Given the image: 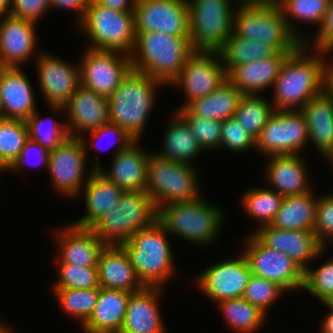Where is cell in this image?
Segmentation results:
<instances>
[{
	"instance_id": "obj_1",
	"label": "cell",
	"mask_w": 333,
	"mask_h": 333,
	"mask_svg": "<svg viewBox=\"0 0 333 333\" xmlns=\"http://www.w3.org/2000/svg\"><path fill=\"white\" fill-rule=\"evenodd\" d=\"M272 89L276 111L300 110L324 92L323 51L303 43L287 56Z\"/></svg>"
},
{
	"instance_id": "obj_2",
	"label": "cell",
	"mask_w": 333,
	"mask_h": 333,
	"mask_svg": "<svg viewBox=\"0 0 333 333\" xmlns=\"http://www.w3.org/2000/svg\"><path fill=\"white\" fill-rule=\"evenodd\" d=\"M193 52L190 37L147 32L136 33L134 48L129 56L132 69L170 86Z\"/></svg>"
},
{
	"instance_id": "obj_3",
	"label": "cell",
	"mask_w": 333,
	"mask_h": 333,
	"mask_svg": "<svg viewBox=\"0 0 333 333\" xmlns=\"http://www.w3.org/2000/svg\"><path fill=\"white\" fill-rule=\"evenodd\" d=\"M165 86L146 73L131 69L108 98L109 120L134 140H140L158 88Z\"/></svg>"
},
{
	"instance_id": "obj_4",
	"label": "cell",
	"mask_w": 333,
	"mask_h": 333,
	"mask_svg": "<svg viewBox=\"0 0 333 333\" xmlns=\"http://www.w3.org/2000/svg\"><path fill=\"white\" fill-rule=\"evenodd\" d=\"M169 234L157 220L150 227L136 232L121 244L142 284L146 287H166L175 278L174 252Z\"/></svg>"
},
{
	"instance_id": "obj_5",
	"label": "cell",
	"mask_w": 333,
	"mask_h": 333,
	"mask_svg": "<svg viewBox=\"0 0 333 333\" xmlns=\"http://www.w3.org/2000/svg\"><path fill=\"white\" fill-rule=\"evenodd\" d=\"M224 213L222 207L205 201L200 196L192 201L162 206L158 210V221L169 235H176L191 244L207 247L219 238L225 220Z\"/></svg>"
},
{
	"instance_id": "obj_6",
	"label": "cell",
	"mask_w": 333,
	"mask_h": 333,
	"mask_svg": "<svg viewBox=\"0 0 333 333\" xmlns=\"http://www.w3.org/2000/svg\"><path fill=\"white\" fill-rule=\"evenodd\" d=\"M158 220V209L146 191H124L117 205L90 228L105 245H121Z\"/></svg>"
},
{
	"instance_id": "obj_7",
	"label": "cell",
	"mask_w": 333,
	"mask_h": 333,
	"mask_svg": "<svg viewBox=\"0 0 333 333\" xmlns=\"http://www.w3.org/2000/svg\"><path fill=\"white\" fill-rule=\"evenodd\" d=\"M233 32L245 39L273 46L278 52H295L303 42L293 33L278 4L236 5Z\"/></svg>"
},
{
	"instance_id": "obj_8",
	"label": "cell",
	"mask_w": 333,
	"mask_h": 333,
	"mask_svg": "<svg viewBox=\"0 0 333 333\" xmlns=\"http://www.w3.org/2000/svg\"><path fill=\"white\" fill-rule=\"evenodd\" d=\"M151 152L147 163L146 192L155 207L182 201H192L202 196L196 166L164 159Z\"/></svg>"
},
{
	"instance_id": "obj_9",
	"label": "cell",
	"mask_w": 333,
	"mask_h": 333,
	"mask_svg": "<svg viewBox=\"0 0 333 333\" xmlns=\"http://www.w3.org/2000/svg\"><path fill=\"white\" fill-rule=\"evenodd\" d=\"M79 29L87 35V47L97 50L117 51L130 55L135 44L133 12L107 8L96 0H89Z\"/></svg>"
},
{
	"instance_id": "obj_10",
	"label": "cell",
	"mask_w": 333,
	"mask_h": 333,
	"mask_svg": "<svg viewBox=\"0 0 333 333\" xmlns=\"http://www.w3.org/2000/svg\"><path fill=\"white\" fill-rule=\"evenodd\" d=\"M194 51H218L233 33L232 0H187Z\"/></svg>"
},
{
	"instance_id": "obj_11",
	"label": "cell",
	"mask_w": 333,
	"mask_h": 333,
	"mask_svg": "<svg viewBox=\"0 0 333 333\" xmlns=\"http://www.w3.org/2000/svg\"><path fill=\"white\" fill-rule=\"evenodd\" d=\"M88 146L90 145L83 144L81 138L69 137L50 151L47 172L50 174L51 185L61 196L68 199L80 197L81 189L95 171L92 167L86 169Z\"/></svg>"
},
{
	"instance_id": "obj_12",
	"label": "cell",
	"mask_w": 333,
	"mask_h": 333,
	"mask_svg": "<svg viewBox=\"0 0 333 333\" xmlns=\"http://www.w3.org/2000/svg\"><path fill=\"white\" fill-rule=\"evenodd\" d=\"M307 124L300 110L275 111L255 140V150L266 157L297 155L309 144Z\"/></svg>"
},
{
	"instance_id": "obj_13",
	"label": "cell",
	"mask_w": 333,
	"mask_h": 333,
	"mask_svg": "<svg viewBox=\"0 0 333 333\" xmlns=\"http://www.w3.org/2000/svg\"><path fill=\"white\" fill-rule=\"evenodd\" d=\"M242 253L253 275L277 283L286 292L303 288L304 270L285 253L265 246L253 233L243 242Z\"/></svg>"
},
{
	"instance_id": "obj_14",
	"label": "cell",
	"mask_w": 333,
	"mask_h": 333,
	"mask_svg": "<svg viewBox=\"0 0 333 333\" xmlns=\"http://www.w3.org/2000/svg\"><path fill=\"white\" fill-rule=\"evenodd\" d=\"M226 80L227 73L218 51H194L170 86L181 88L186 95L179 109L214 92Z\"/></svg>"
},
{
	"instance_id": "obj_15",
	"label": "cell",
	"mask_w": 333,
	"mask_h": 333,
	"mask_svg": "<svg viewBox=\"0 0 333 333\" xmlns=\"http://www.w3.org/2000/svg\"><path fill=\"white\" fill-rule=\"evenodd\" d=\"M79 60L81 85L109 98L132 69L130 56L86 48Z\"/></svg>"
},
{
	"instance_id": "obj_16",
	"label": "cell",
	"mask_w": 333,
	"mask_h": 333,
	"mask_svg": "<svg viewBox=\"0 0 333 333\" xmlns=\"http://www.w3.org/2000/svg\"><path fill=\"white\" fill-rule=\"evenodd\" d=\"M230 258L205 268L196 277L198 289L209 301L218 303L226 299L242 298L252 275L245 255Z\"/></svg>"
},
{
	"instance_id": "obj_17",
	"label": "cell",
	"mask_w": 333,
	"mask_h": 333,
	"mask_svg": "<svg viewBox=\"0 0 333 333\" xmlns=\"http://www.w3.org/2000/svg\"><path fill=\"white\" fill-rule=\"evenodd\" d=\"M133 13L136 33L163 32L190 37L187 0H137Z\"/></svg>"
},
{
	"instance_id": "obj_18",
	"label": "cell",
	"mask_w": 333,
	"mask_h": 333,
	"mask_svg": "<svg viewBox=\"0 0 333 333\" xmlns=\"http://www.w3.org/2000/svg\"><path fill=\"white\" fill-rule=\"evenodd\" d=\"M37 55V56H36ZM38 84L49 106H64L81 85L80 65L71 64L48 52L35 54Z\"/></svg>"
},
{
	"instance_id": "obj_19",
	"label": "cell",
	"mask_w": 333,
	"mask_h": 333,
	"mask_svg": "<svg viewBox=\"0 0 333 333\" xmlns=\"http://www.w3.org/2000/svg\"><path fill=\"white\" fill-rule=\"evenodd\" d=\"M55 113H66L70 137L81 138L109 122L108 99L80 85L64 106H49ZM86 132V133H85Z\"/></svg>"
},
{
	"instance_id": "obj_20",
	"label": "cell",
	"mask_w": 333,
	"mask_h": 333,
	"mask_svg": "<svg viewBox=\"0 0 333 333\" xmlns=\"http://www.w3.org/2000/svg\"><path fill=\"white\" fill-rule=\"evenodd\" d=\"M251 233L268 248L285 253L303 270L326 251L312 231L282 230L267 225Z\"/></svg>"
},
{
	"instance_id": "obj_21",
	"label": "cell",
	"mask_w": 333,
	"mask_h": 333,
	"mask_svg": "<svg viewBox=\"0 0 333 333\" xmlns=\"http://www.w3.org/2000/svg\"><path fill=\"white\" fill-rule=\"evenodd\" d=\"M139 142L134 140L114 155L109 169L102 167L97 159L92 160L91 167L124 191H146L147 163L151 151L141 149Z\"/></svg>"
},
{
	"instance_id": "obj_22",
	"label": "cell",
	"mask_w": 333,
	"mask_h": 333,
	"mask_svg": "<svg viewBox=\"0 0 333 333\" xmlns=\"http://www.w3.org/2000/svg\"><path fill=\"white\" fill-rule=\"evenodd\" d=\"M36 24L11 15L0 18V67H22L33 57L38 43Z\"/></svg>"
},
{
	"instance_id": "obj_23",
	"label": "cell",
	"mask_w": 333,
	"mask_h": 333,
	"mask_svg": "<svg viewBox=\"0 0 333 333\" xmlns=\"http://www.w3.org/2000/svg\"><path fill=\"white\" fill-rule=\"evenodd\" d=\"M53 236L58 248L56 263L97 267L99 255L105 244L90 227H79L72 223L61 226ZM59 244V245H58Z\"/></svg>"
},
{
	"instance_id": "obj_24",
	"label": "cell",
	"mask_w": 333,
	"mask_h": 333,
	"mask_svg": "<svg viewBox=\"0 0 333 333\" xmlns=\"http://www.w3.org/2000/svg\"><path fill=\"white\" fill-rule=\"evenodd\" d=\"M267 162L264 179L268 188L282 197L303 194L312 189L310 172L301 154L273 155L268 157Z\"/></svg>"
},
{
	"instance_id": "obj_25",
	"label": "cell",
	"mask_w": 333,
	"mask_h": 333,
	"mask_svg": "<svg viewBox=\"0 0 333 333\" xmlns=\"http://www.w3.org/2000/svg\"><path fill=\"white\" fill-rule=\"evenodd\" d=\"M162 287H144L131 293L119 333H167L159 308Z\"/></svg>"
},
{
	"instance_id": "obj_26",
	"label": "cell",
	"mask_w": 333,
	"mask_h": 333,
	"mask_svg": "<svg viewBox=\"0 0 333 333\" xmlns=\"http://www.w3.org/2000/svg\"><path fill=\"white\" fill-rule=\"evenodd\" d=\"M25 74L22 67H0L3 118L26 121L36 111L35 90Z\"/></svg>"
},
{
	"instance_id": "obj_27",
	"label": "cell",
	"mask_w": 333,
	"mask_h": 333,
	"mask_svg": "<svg viewBox=\"0 0 333 333\" xmlns=\"http://www.w3.org/2000/svg\"><path fill=\"white\" fill-rule=\"evenodd\" d=\"M97 269L100 288L134 293L145 287L121 245H105L99 255Z\"/></svg>"
},
{
	"instance_id": "obj_28",
	"label": "cell",
	"mask_w": 333,
	"mask_h": 333,
	"mask_svg": "<svg viewBox=\"0 0 333 333\" xmlns=\"http://www.w3.org/2000/svg\"><path fill=\"white\" fill-rule=\"evenodd\" d=\"M288 52H277L274 56L233 67L227 79L244 95H260L273 88Z\"/></svg>"
},
{
	"instance_id": "obj_29",
	"label": "cell",
	"mask_w": 333,
	"mask_h": 333,
	"mask_svg": "<svg viewBox=\"0 0 333 333\" xmlns=\"http://www.w3.org/2000/svg\"><path fill=\"white\" fill-rule=\"evenodd\" d=\"M131 292L99 288L98 302L82 333H119L124 323Z\"/></svg>"
},
{
	"instance_id": "obj_30",
	"label": "cell",
	"mask_w": 333,
	"mask_h": 333,
	"mask_svg": "<svg viewBox=\"0 0 333 333\" xmlns=\"http://www.w3.org/2000/svg\"><path fill=\"white\" fill-rule=\"evenodd\" d=\"M300 112L307 124L309 143L324 157L333 148V97L322 92L310 99Z\"/></svg>"
},
{
	"instance_id": "obj_31",
	"label": "cell",
	"mask_w": 333,
	"mask_h": 333,
	"mask_svg": "<svg viewBox=\"0 0 333 333\" xmlns=\"http://www.w3.org/2000/svg\"><path fill=\"white\" fill-rule=\"evenodd\" d=\"M83 192L86 213L72 224L79 227H91L99 218L117 205L124 190L108 181L95 170L81 189L80 195Z\"/></svg>"
},
{
	"instance_id": "obj_32",
	"label": "cell",
	"mask_w": 333,
	"mask_h": 333,
	"mask_svg": "<svg viewBox=\"0 0 333 333\" xmlns=\"http://www.w3.org/2000/svg\"><path fill=\"white\" fill-rule=\"evenodd\" d=\"M317 205L318 197H315L314 189L303 194L284 197L281 208L270 226L282 230L314 232Z\"/></svg>"
},
{
	"instance_id": "obj_33",
	"label": "cell",
	"mask_w": 333,
	"mask_h": 333,
	"mask_svg": "<svg viewBox=\"0 0 333 333\" xmlns=\"http://www.w3.org/2000/svg\"><path fill=\"white\" fill-rule=\"evenodd\" d=\"M171 116L168 119L170 123H168L169 126H167L163 137V148L154 153L164 159L194 165L193 159L201 154L203 150L187 122L176 111H173Z\"/></svg>"
},
{
	"instance_id": "obj_34",
	"label": "cell",
	"mask_w": 333,
	"mask_h": 333,
	"mask_svg": "<svg viewBox=\"0 0 333 333\" xmlns=\"http://www.w3.org/2000/svg\"><path fill=\"white\" fill-rule=\"evenodd\" d=\"M243 96L227 79L217 90L190 102L184 109L192 116L223 121L234 116Z\"/></svg>"
},
{
	"instance_id": "obj_35",
	"label": "cell",
	"mask_w": 333,
	"mask_h": 333,
	"mask_svg": "<svg viewBox=\"0 0 333 333\" xmlns=\"http://www.w3.org/2000/svg\"><path fill=\"white\" fill-rule=\"evenodd\" d=\"M218 52L225 71L228 73L235 66L267 59L278 51L269 44L245 39L233 32Z\"/></svg>"
},
{
	"instance_id": "obj_36",
	"label": "cell",
	"mask_w": 333,
	"mask_h": 333,
	"mask_svg": "<svg viewBox=\"0 0 333 333\" xmlns=\"http://www.w3.org/2000/svg\"><path fill=\"white\" fill-rule=\"evenodd\" d=\"M227 325L234 332L255 333L264 325L267 315L244 298L226 299L216 303Z\"/></svg>"
},
{
	"instance_id": "obj_37",
	"label": "cell",
	"mask_w": 333,
	"mask_h": 333,
	"mask_svg": "<svg viewBox=\"0 0 333 333\" xmlns=\"http://www.w3.org/2000/svg\"><path fill=\"white\" fill-rule=\"evenodd\" d=\"M329 0H281L278 5L290 29L303 42L309 39L308 35L298 31L296 23L317 25L323 23L328 9ZM296 20V21H295ZM295 21V23H293ZM304 34V35H303Z\"/></svg>"
},
{
	"instance_id": "obj_38",
	"label": "cell",
	"mask_w": 333,
	"mask_h": 333,
	"mask_svg": "<svg viewBox=\"0 0 333 333\" xmlns=\"http://www.w3.org/2000/svg\"><path fill=\"white\" fill-rule=\"evenodd\" d=\"M283 198L266 187L249 188L241 196V205L251 218L258 221V228L270 225L281 208Z\"/></svg>"
},
{
	"instance_id": "obj_39",
	"label": "cell",
	"mask_w": 333,
	"mask_h": 333,
	"mask_svg": "<svg viewBox=\"0 0 333 333\" xmlns=\"http://www.w3.org/2000/svg\"><path fill=\"white\" fill-rule=\"evenodd\" d=\"M275 111L273 103L265 97L244 95L233 117L256 140Z\"/></svg>"
},
{
	"instance_id": "obj_40",
	"label": "cell",
	"mask_w": 333,
	"mask_h": 333,
	"mask_svg": "<svg viewBox=\"0 0 333 333\" xmlns=\"http://www.w3.org/2000/svg\"><path fill=\"white\" fill-rule=\"evenodd\" d=\"M29 139L26 121L0 118V169L7 171Z\"/></svg>"
},
{
	"instance_id": "obj_41",
	"label": "cell",
	"mask_w": 333,
	"mask_h": 333,
	"mask_svg": "<svg viewBox=\"0 0 333 333\" xmlns=\"http://www.w3.org/2000/svg\"><path fill=\"white\" fill-rule=\"evenodd\" d=\"M54 297L62 310L81 327L92 314L99 298V288L92 289H53Z\"/></svg>"
},
{
	"instance_id": "obj_42",
	"label": "cell",
	"mask_w": 333,
	"mask_h": 333,
	"mask_svg": "<svg viewBox=\"0 0 333 333\" xmlns=\"http://www.w3.org/2000/svg\"><path fill=\"white\" fill-rule=\"evenodd\" d=\"M50 117L41 118L36 110L26 120L29 139L41 144L48 151L56 149L70 137L66 122H58Z\"/></svg>"
},
{
	"instance_id": "obj_43",
	"label": "cell",
	"mask_w": 333,
	"mask_h": 333,
	"mask_svg": "<svg viewBox=\"0 0 333 333\" xmlns=\"http://www.w3.org/2000/svg\"><path fill=\"white\" fill-rule=\"evenodd\" d=\"M58 280L52 289H92L100 288L97 267H84L74 264L56 263Z\"/></svg>"
},
{
	"instance_id": "obj_44",
	"label": "cell",
	"mask_w": 333,
	"mask_h": 333,
	"mask_svg": "<svg viewBox=\"0 0 333 333\" xmlns=\"http://www.w3.org/2000/svg\"><path fill=\"white\" fill-rule=\"evenodd\" d=\"M176 112L187 122L203 151L221 148L222 121L192 116L184 108Z\"/></svg>"
},
{
	"instance_id": "obj_45",
	"label": "cell",
	"mask_w": 333,
	"mask_h": 333,
	"mask_svg": "<svg viewBox=\"0 0 333 333\" xmlns=\"http://www.w3.org/2000/svg\"><path fill=\"white\" fill-rule=\"evenodd\" d=\"M285 292L277 283L252 274L242 298L267 315V311L273 303L275 305L276 301L281 299Z\"/></svg>"
},
{
	"instance_id": "obj_46",
	"label": "cell",
	"mask_w": 333,
	"mask_h": 333,
	"mask_svg": "<svg viewBox=\"0 0 333 333\" xmlns=\"http://www.w3.org/2000/svg\"><path fill=\"white\" fill-rule=\"evenodd\" d=\"M304 270L303 290L316 296L320 302L333 300V258L327 259L318 268Z\"/></svg>"
},
{
	"instance_id": "obj_47",
	"label": "cell",
	"mask_w": 333,
	"mask_h": 333,
	"mask_svg": "<svg viewBox=\"0 0 333 333\" xmlns=\"http://www.w3.org/2000/svg\"><path fill=\"white\" fill-rule=\"evenodd\" d=\"M221 147L232 152H244L255 148V139L248 134L240 123L232 118L222 121Z\"/></svg>"
},
{
	"instance_id": "obj_48",
	"label": "cell",
	"mask_w": 333,
	"mask_h": 333,
	"mask_svg": "<svg viewBox=\"0 0 333 333\" xmlns=\"http://www.w3.org/2000/svg\"><path fill=\"white\" fill-rule=\"evenodd\" d=\"M314 233L326 248L333 242V192L318 197Z\"/></svg>"
},
{
	"instance_id": "obj_49",
	"label": "cell",
	"mask_w": 333,
	"mask_h": 333,
	"mask_svg": "<svg viewBox=\"0 0 333 333\" xmlns=\"http://www.w3.org/2000/svg\"><path fill=\"white\" fill-rule=\"evenodd\" d=\"M87 134L89 135L87 137V142H86L87 135H83L81 137L83 144L88 143V139H89L91 141V146H93V147L95 146V149L99 148V144H100L99 140H102L101 139L102 137H105V135H106L107 139H108L111 136L112 137L114 136L115 139L113 141L114 142L117 141L116 145H118V146L115 150L116 152L114 151V153L112 154V156H111L112 158L114 155H116L121 150L125 149L129 144H131L134 141V139L131 138L122 128H120L118 125H116L110 121L95 130L87 132ZM94 139H96V140H94ZM113 141H110V142H113Z\"/></svg>"
},
{
	"instance_id": "obj_50",
	"label": "cell",
	"mask_w": 333,
	"mask_h": 333,
	"mask_svg": "<svg viewBox=\"0 0 333 333\" xmlns=\"http://www.w3.org/2000/svg\"><path fill=\"white\" fill-rule=\"evenodd\" d=\"M50 10V0H11L10 15L38 23Z\"/></svg>"
},
{
	"instance_id": "obj_51",
	"label": "cell",
	"mask_w": 333,
	"mask_h": 333,
	"mask_svg": "<svg viewBox=\"0 0 333 333\" xmlns=\"http://www.w3.org/2000/svg\"><path fill=\"white\" fill-rule=\"evenodd\" d=\"M313 41L312 35L306 41V45L317 50H325L333 47V0H329L328 9L320 28L317 29ZM311 36V37H310Z\"/></svg>"
},
{
	"instance_id": "obj_52",
	"label": "cell",
	"mask_w": 333,
	"mask_h": 333,
	"mask_svg": "<svg viewBox=\"0 0 333 333\" xmlns=\"http://www.w3.org/2000/svg\"><path fill=\"white\" fill-rule=\"evenodd\" d=\"M30 154L35 155V156L37 154L36 158H37L38 164L40 162L39 167L43 165L46 168V170H48L50 151H48L46 148H44L41 144L28 139L25 142L24 147L19 154V157L13 163V165L8 169V171H13V172L15 171V173H16L19 170V172H20V170L22 168H25L27 162H30V161H27L28 157L31 156ZM31 157H29V158H31ZM37 161H36V163H37Z\"/></svg>"
},
{
	"instance_id": "obj_53",
	"label": "cell",
	"mask_w": 333,
	"mask_h": 333,
	"mask_svg": "<svg viewBox=\"0 0 333 333\" xmlns=\"http://www.w3.org/2000/svg\"><path fill=\"white\" fill-rule=\"evenodd\" d=\"M89 0H50V8L58 10L74 11L76 13L75 21L77 25L83 20L87 7H88Z\"/></svg>"
},
{
	"instance_id": "obj_54",
	"label": "cell",
	"mask_w": 333,
	"mask_h": 333,
	"mask_svg": "<svg viewBox=\"0 0 333 333\" xmlns=\"http://www.w3.org/2000/svg\"><path fill=\"white\" fill-rule=\"evenodd\" d=\"M322 51L324 62V92L333 97V60H331L332 63L328 62V59L326 60L327 55L333 53V47Z\"/></svg>"
},
{
	"instance_id": "obj_55",
	"label": "cell",
	"mask_w": 333,
	"mask_h": 333,
	"mask_svg": "<svg viewBox=\"0 0 333 333\" xmlns=\"http://www.w3.org/2000/svg\"><path fill=\"white\" fill-rule=\"evenodd\" d=\"M99 4L121 12H133L137 0H96Z\"/></svg>"
},
{
	"instance_id": "obj_56",
	"label": "cell",
	"mask_w": 333,
	"mask_h": 333,
	"mask_svg": "<svg viewBox=\"0 0 333 333\" xmlns=\"http://www.w3.org/2000/svg\"><path fill=\"white\" fill-rule=\"evenodd\" d=\"M327 307V312L320 324L319 333H333V305L330 302L322 303Z\"/></svg>"
},
{
	"instance_id": "obj_57",
	"label": "cell",
	"mask_w": 333,
	"mask_h": 333,
	"mask_svg": "<svg viewBox=\"0 0 333 333\" xmlns=\"http://www.w3.org/2000/svg\"><path fill=\"white\" fill-rule=\"evenodd\" d=\"M239 5H265L273 4L274 0H233Z\"/></svg>"
},
{
	"instance_id": "obj_58",
	"label": "cell",
	"mask_w": 333,
	"mask_h": 333,
	"mask_svg": "<svg viewBox=\"0 0 333 333\" xmlns=\"http://www.w3.org/2000/svg\"><path fill=\"white\" fill-rule=\"evenodd\" d=\"M11 0H0V18L10 15Z\"/></svg>"
},
{
	"instance_id": "obj_59",
	"label": "cell",
	"mask_w": 333,
	"mask_h": 333,
	"mask_svg": "<svg viewBox=\"0 0 333 333\" xmlns=\"http://www.w3.org/2000/svg\"><path fill=\"white\" fill-rule=\"evenodd\" d=\"M12 327H10L8 324H6L3 320L0 319V333H14V331L11 330Z\"/></svg>"
},
{
	"instance_id": "obj_60",
	"label": "cell",
	"mask_w": 333,
	"mask_h": 333,
	"mask_svg": "<svg viewBox=\"0 0 333 333\" xmlns=\"http://www.w3.org/2000/svg\"><path fill=\"white\" fill-rule=\"evenodd\" d=\"M324 157L329 162V165H331L333 167V148ZM332 170H333V168H332Z\"/></svg>"
},
{
	"instance_id": "obj_61",
	"label": "cell",
	"mask_w": 333,
	"mask_h": 333,
	"mask_svg": "<svg viewBox=\"0 0 333 333\" xmlns=\"http://www.w3.org/2000/svg\"><path fill=\"white\" fill-rule=\"evenodd\" d=\"M0 118H3V107H2L1 97H0Z\"/></svg>"
},
{
	"instance_id": "obj_62",
	"label": "cell",
	"mask_w": 333,
	"mask_h": 333,
	"mask_svg": "<svg viewBox=\"0 0 333 333\" xmlns=\"http://www.w3.org/2000/svg\"><path fill=\"white\" fill-rule=\"evenodd\" d=\"M281 0H274V3L278 4Z\"/></svg>"
}]
</instances>
